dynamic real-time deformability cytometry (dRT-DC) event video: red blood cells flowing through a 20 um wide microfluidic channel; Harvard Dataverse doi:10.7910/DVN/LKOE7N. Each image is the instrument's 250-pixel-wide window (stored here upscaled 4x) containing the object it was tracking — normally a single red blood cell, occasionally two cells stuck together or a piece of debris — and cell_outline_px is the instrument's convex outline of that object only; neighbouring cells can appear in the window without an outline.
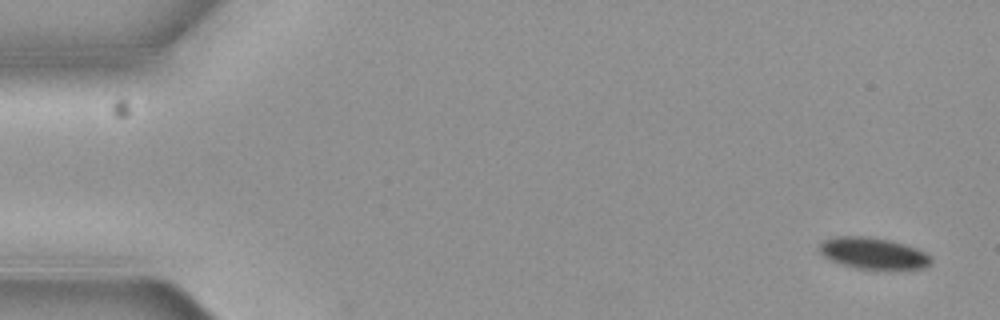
{"species": "common noctule bat (a hibernating species)", "species_latin": "Nyctalus noctula", "temperature_condition": "cold", "stored_images_in_passage": 7, "camera_frame_rate_fps": 3000, "um_per_image_px": 0.085, "animal": {"sex": "female", "body_mass_g": 19.3, "forearm_length_mm": 54.1}, "frame": {"image": 1, "passage_image": 1, "time_ms": 0.0, "image_size_px": [1000, 320], "cell_outline_px": [[932, 264], [924, 268], [856, 268], [832, 260], [824, 256], [820, 252], [820, 244], [824, 240], [836, 236], [864, 236], [888, 240], [904, 244], [916, 248], [932, 256]], "centroid_in_image_um": [74.25, 21.51], "position_along_channel_um": 10.7, "area_um2": 20.0}}
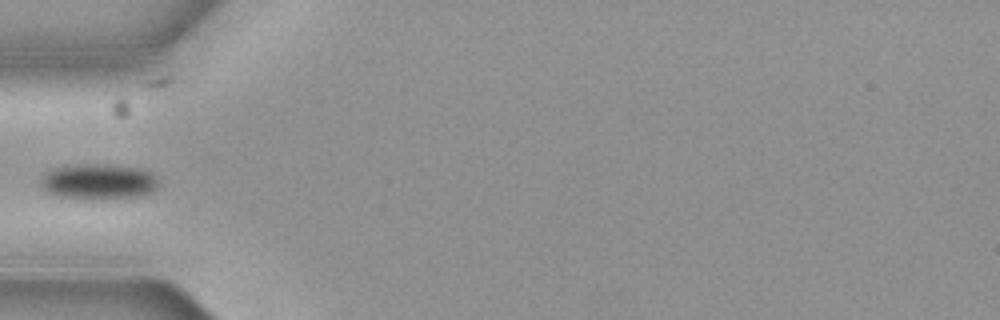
{"frame": {"image": 2, "passage_image": 6, "time_ms": 1.667, "image_size_px": [1000, 320], "cell_outline_px": [[160, 184], [152, 192], [140, 196], [92, 200], [88, 200], [56, 196], [48, 192], [40, 184], [40, 180], [48, 172], [56, 168], [84, 164], [108, 164], [136, 168], [148, 172]], "centroid_in_image_um": [8.37, 15.47], "position_along_channel_um": 76.6, "area_um2": 24.22}}
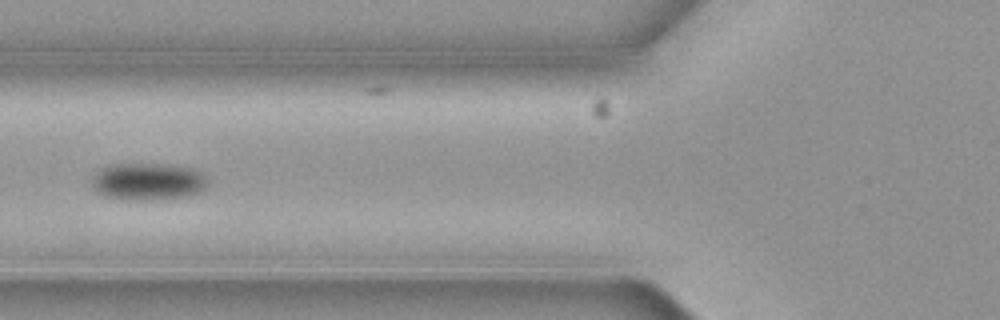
{"frame": {"image": 3, "passage_image": 7, "time_ms": 2.0, "image_size_px": [1000, 320], "cell_outline_px": [[208, 184], [200, 192], [188, 196], [152, 200], [132, 200], [104, 196], [96, 192], [92, 184], [92, 176], [100, 168], [108, 164], [168, 164], [192, 168], [208, 176]], "centroid_in_image_um": [12.58, 15.42], "position_along_channel_um": 113.2, "area_um2": 25.49}}